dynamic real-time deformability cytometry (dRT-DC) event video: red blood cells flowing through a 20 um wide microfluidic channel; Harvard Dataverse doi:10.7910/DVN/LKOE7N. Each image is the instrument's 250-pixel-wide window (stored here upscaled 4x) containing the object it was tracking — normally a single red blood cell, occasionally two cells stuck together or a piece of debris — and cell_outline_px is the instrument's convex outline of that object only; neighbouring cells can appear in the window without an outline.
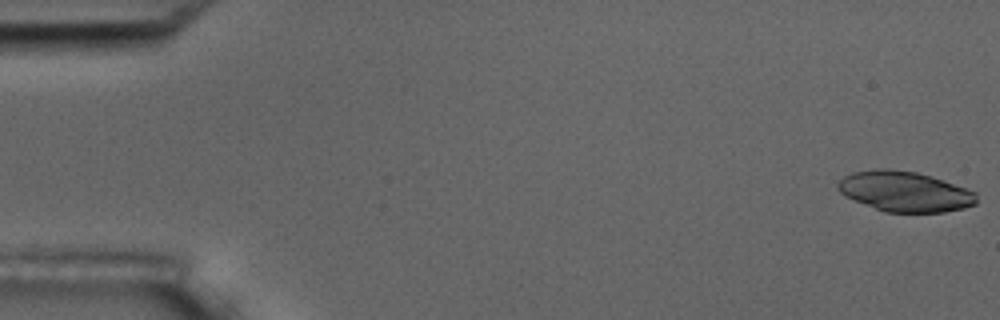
{"species": "common noctule bat (a hibernating species)", "species_latin": "Nyctalus noctula", "temperature_condition": "room temperature", "stored_images_in_passage": 5, "camera_frame_rate_fps": 3000, "um_per_image_px": 0.085, "animal": {"sex": "male", "body_mass_g": 17.5, "forearm_length_mm": 52.3}, "frame": {"image": 1, "passage_image": 1, "time_ms": 0.0, "image_size_px": [1000, 320], "cell_outline_px": [[976, 204], [964, 208], [944, 212], [884, 212], [844, 196], [836, 188], [836, 184], [844, 176], [852, 172], [876, 168], [888, 168], [916, 172], [932, 176], [944, 180], [976, 192]], "centroid_in_image_um": [76.88, 16.27], "position_along_channel_um": 8.1, "area_um2": 32.71}}